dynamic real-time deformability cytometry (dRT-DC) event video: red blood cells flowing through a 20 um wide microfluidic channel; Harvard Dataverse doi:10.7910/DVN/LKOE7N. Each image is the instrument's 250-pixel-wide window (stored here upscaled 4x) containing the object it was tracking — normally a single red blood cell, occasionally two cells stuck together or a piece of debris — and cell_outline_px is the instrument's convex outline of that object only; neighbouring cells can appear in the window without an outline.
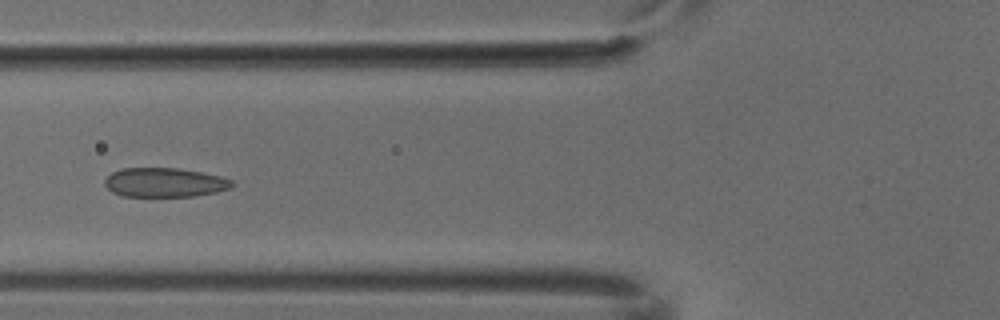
{"species": "common noctule bat (a hibernating species)", "species_latin": "Nyctalus noctula", "temperature_condition": "cold", "stored_images_in_passage": 5, "camera_frame_rate_fps": 3000, "um_per_image_px": 0.085, "animal": {"sex": "male", "body_mass_g": 18.8}, "frame": {"image": 1, "passage_image": 5, "time_ms": 1.333, "image_size_px": [1000, 320], "cell_outline_px": [[236, 184], [232, 188], [216, 192], [196, 196], [124, 196], [112, 192], [104, 184], [104, 180], [112, 172], [124, 168], [176, 168], [200, 172], [220, 176], [232, 180]], "centroid_in_image_um": [14.02, 15.51], "position_along_channel_um": 111.8, "area_um2": 21.68}}